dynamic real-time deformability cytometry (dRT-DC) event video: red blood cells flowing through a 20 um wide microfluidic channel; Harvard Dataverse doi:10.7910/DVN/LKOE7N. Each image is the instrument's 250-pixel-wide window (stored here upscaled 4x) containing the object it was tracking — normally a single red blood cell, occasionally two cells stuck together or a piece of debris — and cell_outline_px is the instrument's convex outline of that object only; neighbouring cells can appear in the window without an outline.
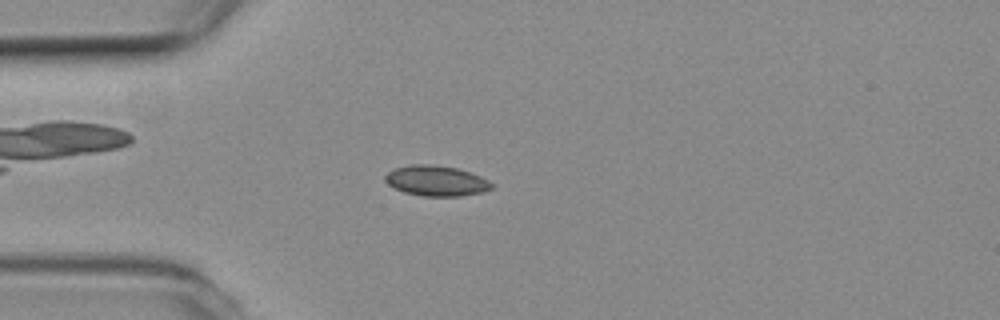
{"species": "common noctule bat (a hibernating species)", "species_latin": "Nyctalus noctula", "temperature_condition": "room temperature", "stored_images_in_passage": 55, "camera_frame_rate_fps": 3000, "um_per_image_px": 0.085, "animal": {"sex": "female", "body_mass_g": 19.3, "forearm_length_mm": 54.1}, "frame": {"image": 1, "passage_image": 15, "time_ms": 4.667, "image_size_px": [1000, 320], "cell_outline_px": [[496, 184], [492, 188], [484, 192], [460, 196], [424, 196], [404, 192], [388, 184], [384, 180], [384, 176], [388, 172], [396, 168], [412, 164], [428, 164], [456, 168], [480, 176]], "centroid_in_image_um": [37.1, 15.37], "position_along_channel_um": 47.9, "area_um2": 18.79}}
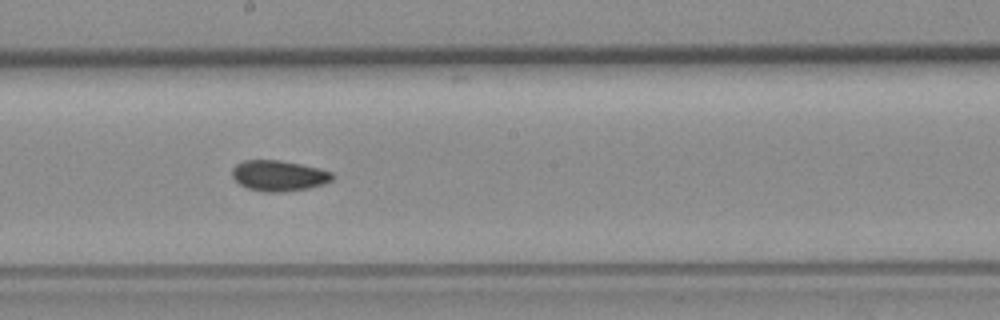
{"frame": {"image": 2, "passage_image": 30, "time_ms": 9.667, "image_size_px": [1000, 320], "cell_outline_px": [[336, 176], [332, 180], [324, 184], [308, 188], [284, 192], [264, 192], [248, 188], [240, 184], [232, 176], [232, 168], [236, 164], [244, 160], [280, 160], [320, 168], [332, 172]], "centroid_in_image_um": [23.72, 14.93], "position_along_channel_um": 224.5, "area_um2": 18.03}}
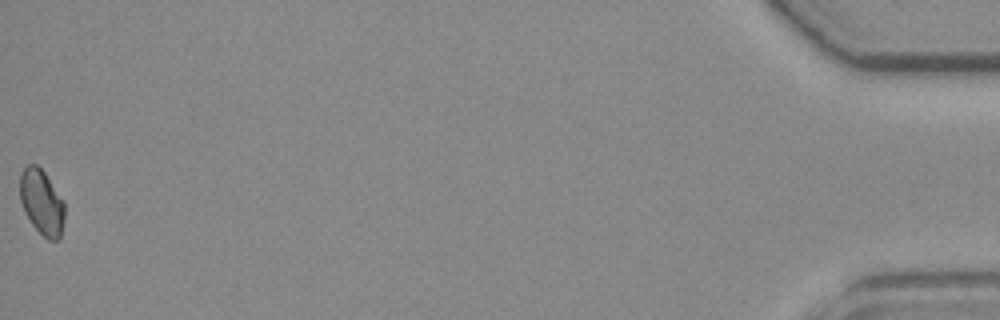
{"frame": {"image": 3, "passage_image": 55, "time_ms": 18.0, "image_size_px": [1000, 320], "cell_outline_px": [[64, 220], [60, 236], [56, 240], [48, 240], [32, 224], [24, 212], [20, 200], [20, 172], [28, 164], [36, 164], [44, 172], [64, 200]], "centroid_in_image_um": [3.54, 17.17], "position_along_channel_um": 431.7, "area_um2": 16.94}, "authors_computed_cell_mechanics": {"area_um2": 17.8024, "velocity_mm_per_s": 3.781, "shape_relaxation_time_tau1_ms": null, "shape_relaxation_time_tau2_ms": 4.1542, "deformation_change_tau1": null, "deformation_change_tau2": 0.0792}}